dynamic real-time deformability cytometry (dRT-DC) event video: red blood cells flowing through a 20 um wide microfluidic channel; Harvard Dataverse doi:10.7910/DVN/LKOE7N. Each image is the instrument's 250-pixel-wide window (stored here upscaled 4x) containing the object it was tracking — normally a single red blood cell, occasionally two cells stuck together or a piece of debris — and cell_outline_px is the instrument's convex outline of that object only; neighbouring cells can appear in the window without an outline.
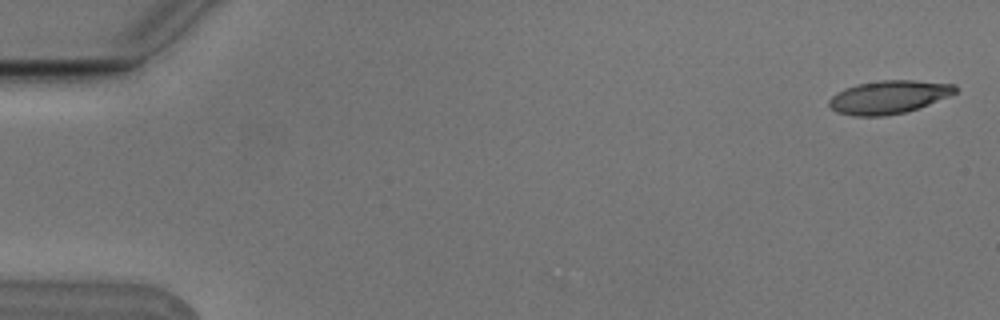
{"species": "Egyptian fruit bat (a non-hibernating species)", "species_latin": "Rousettus aegyptiacus", "temperature_condition": "cold", "stored_images_in_passage": 7, "camera_frame_rate_fps": 3000, "um_per_image_px": 0.085, "animal": {"sex": "male"}, "frame": {"image": 1, "passage_image": 1, "time_ms": 0.0, "image_size_px": [1000, 320], "cell_outline_px": [[956, 92], [948, 96], [928, 104], [904, 112], [884, 116], [856, 116], [836, 112], [828, 104], [828, 100], [836, 92], [844, 88], [856, 84], [880, 80], [912, 80], [956, 84]], "centroid_in_image_um": [75.49, 8.24], "position_along_channel_um": 9.5, "area_um2": 24.28}}
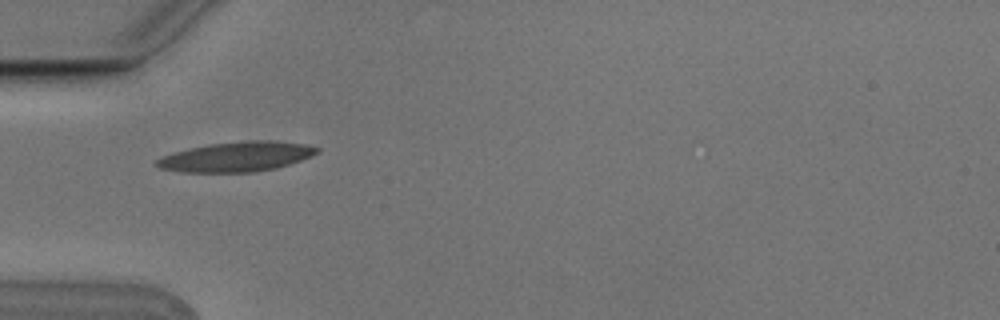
{"frame": {"image": 2, "passage_image": 5, "time_ms": 1.333, "image_size_px": [1000, 320], "cell_outline_px": [[320, 152], [300, 160], [276, 168], [252, 172], [180, 172], [160, 168], [152, 164], [156, 160], [164, 156], [176, 152], [208, 144], [252, 140], [268, 140], [304, 144], [320, 148]], "centroid_in_image_um": [20.1, 13.32], "position_along_channel_um": 64.9, "area_um2": 27.57}}
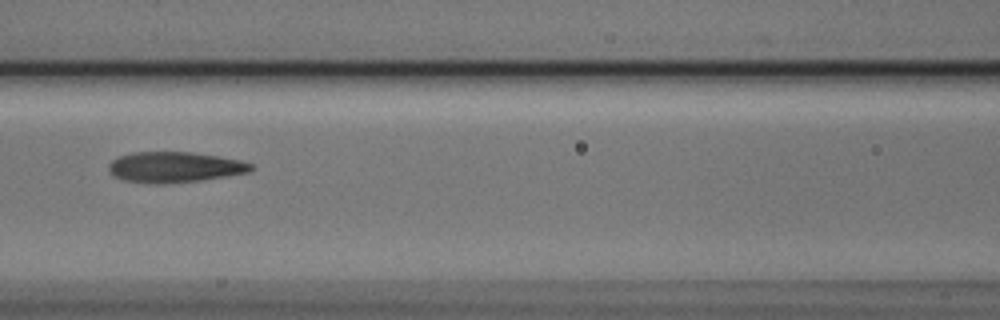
{"frame": {"image": 3, "passage_image": 7, "time_ms": 2.0, "image_size_px": [1000, 320], "cell_outline_px": [[256, 168], [252, 172], [200, 180], [160, 184], [124, 180], [112, 176], [108, 168], [108, 164], [112, 160], [120, 156], [132, 152], [192, 152], [240, 160], [252, 164]], "centroid_in_image_um": [14.85, 14.2], "position_along_channel_um": 151.7, "area_um2": 25.37}}